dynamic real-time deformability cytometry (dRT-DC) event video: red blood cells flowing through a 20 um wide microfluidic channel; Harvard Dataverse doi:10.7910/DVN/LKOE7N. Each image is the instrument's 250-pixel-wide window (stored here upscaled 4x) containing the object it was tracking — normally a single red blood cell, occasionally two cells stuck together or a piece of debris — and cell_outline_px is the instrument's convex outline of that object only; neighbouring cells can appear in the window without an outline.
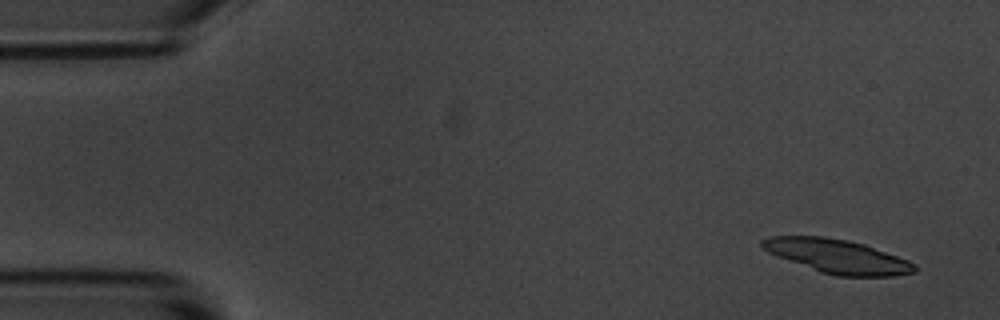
{"species": "common noctule bat (a hibernating species)", "species_latin": "Nyctalus noctula", "temperature_condition": "room temperature", "stored_images_in_passage": 32, "camera_frame_rate_fps": 3000, "um_per_image_px": 0.085, "animal": {"sex": "male", "body_mass_g": 20.1, "forearm_length_mm": 53.5}, "frame": {"image": 1, "passage_image": 1, "time_ms": 0.0, "image_size_px": [1000, 320], "cell_outline_px": [[916, 272], [892, 276], [836, 276], [820, 272], [776, 256], [768, 252], [760, 244], [760, 240], [768, 236], [824, 236], [848, 240], [864, 244], [908, 260], [916, 264]], "centroid_in_image_um": [71.16, 21.78], "position_along_channel_um": 13.8, "area_um2": 30.06}}
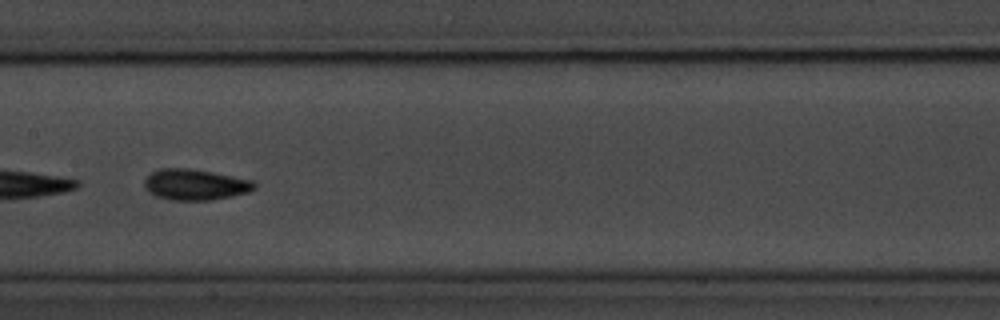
{"frame": {"image": 2, "passage_image": 25, "time_ms": 8.0, "image_size_px": [1000, 320], "cell_outline_px": [[256, 188], [248, 192], [232, 196], [212, 200], [172, 200], [156, 196], [148, 192], [144, 188], [144, 180], [152, 172], [160, 168], [188, 168], [212, 172], [252, 180], [256, 184]], "centroid_in_image_um": [16.57, 15.69], "position_along_channel_um": 190.8, "area_um2": 19.83}}